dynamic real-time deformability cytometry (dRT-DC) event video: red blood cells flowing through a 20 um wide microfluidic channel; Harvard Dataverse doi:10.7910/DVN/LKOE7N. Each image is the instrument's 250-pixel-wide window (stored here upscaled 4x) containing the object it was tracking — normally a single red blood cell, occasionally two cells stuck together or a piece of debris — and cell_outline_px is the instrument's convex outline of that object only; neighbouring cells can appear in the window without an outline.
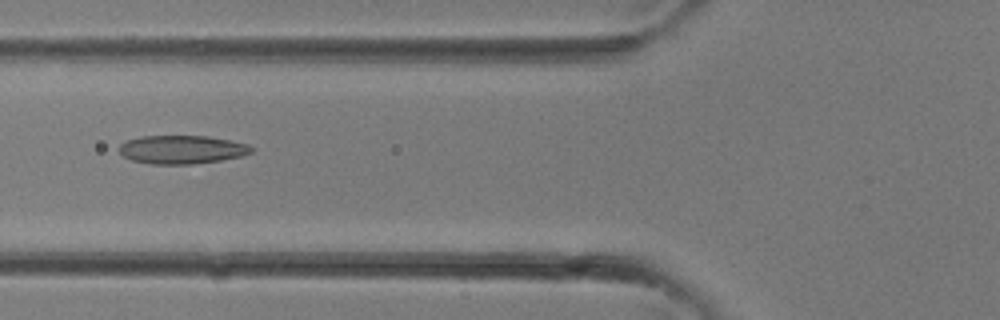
{"species": "common noctule bat (a hibernating species)", "species_latin": "Nyctalus noctula", "temperature_condition": "room temperature", "stored_images_in_passage": 27, "camera_frame_rate_fps": 3000, "um_per_image_px": 0.085, "animal": {"sex": "female"}, "frame": {"image": 1, "passage_image": 7, "time_ms": 2.0, "image_size_px": [1000, 320], "cell_outline_px": [[252, 152], [244, 156], [220, 160], [192, 164], [152, 164], [132, 160], [124, 156], [116, 148], [120, 144], [128, 140], [140, 136], [208, 136], [232, 140], [248, 144], [252, 148]], "centroid_in_image_um": [15.47, 12.71], "position_along_channel_um": 110.3, "area_um2": 22.02}}
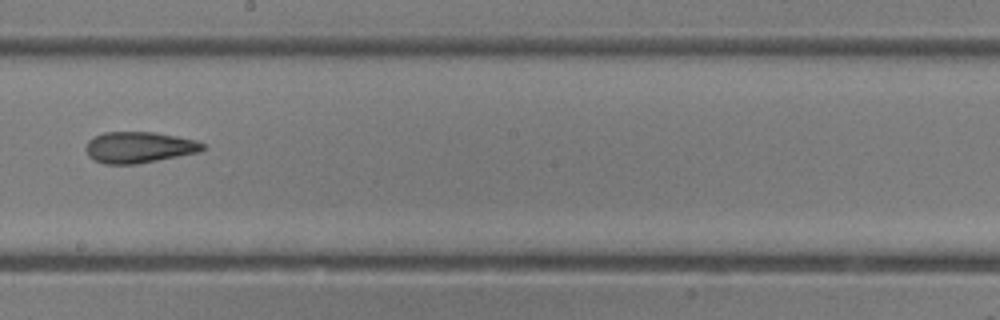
{"frame": {"image": 2, "passage_image": 13, "time_ms": 4.0, "image_size_px": [1000, 320], "cell_outline_px": [[204, 148], [200, 152], [136, 164], [104, 164], [88, 156], [84, 148], [88, 140], [104, 132], [152, 132], [176, 136], [196, 140], [204, 144]], "centroid_in_image_um": [11.8, 12.52], "position_along_channel_um": 236.4, "area_um2": 21.15}}
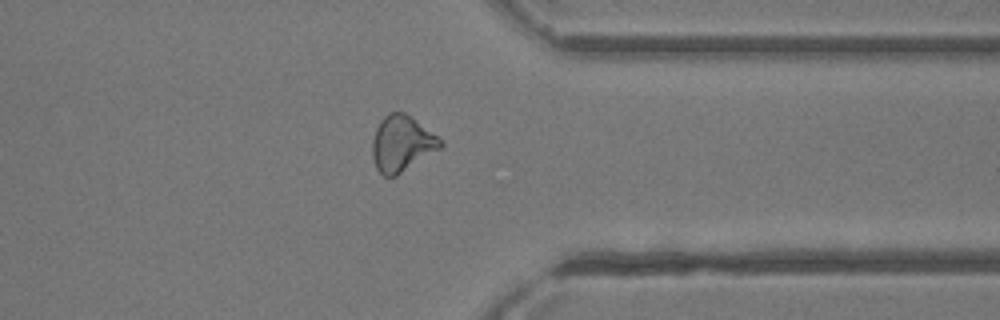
{"frame": {"image": 3, "passage_image": 20, "time_ms": 6.333, "image_size_px": [1000, 320], "cell_outline_px": [[444, 144], [440, 148], [396, 176], [384, 176], [376, 168], [372, 156], [372, 140], [376, 128], [380, 120], [384, 116], [392, 112], [404, 112], [444, 140]], "centroid_in_image_um": [34.15, 12.2], "position_along_channel_um": 377.3, "area_um2": 22.02}}